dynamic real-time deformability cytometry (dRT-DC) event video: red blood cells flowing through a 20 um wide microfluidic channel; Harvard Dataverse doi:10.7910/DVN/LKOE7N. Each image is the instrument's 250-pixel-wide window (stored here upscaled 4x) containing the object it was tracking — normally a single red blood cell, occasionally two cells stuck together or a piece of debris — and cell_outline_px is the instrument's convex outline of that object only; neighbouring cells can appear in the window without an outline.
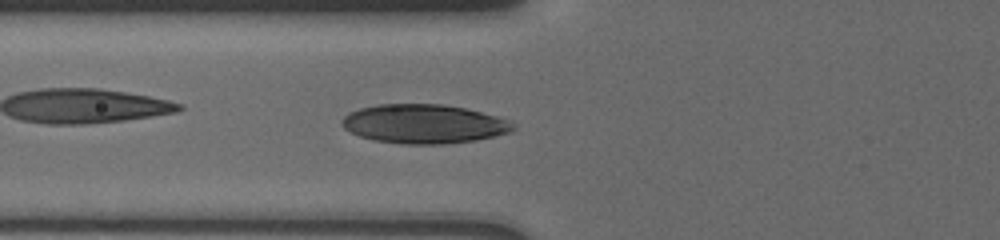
{"species": "human", "species_latin": "Homo sapiens", "temperature_condition": "cold", "stored_images_in_passage": 64, "camera_frame_rate_fps": 3000, "um_per_image_px": 0.085, "donor": {"sex": "male"}, "frame": {"image": 1, "passage_image": 32, "time_ms": 8.333, "image_size_px": [1000, 240], "cell_outline_px": [[516, 128], [512, 132], [476, 140], [444, 144], [400, 144], [376, 140], [360, 136], [344, 128], [340, 124], [344, 116], [348, 112], [360, 108], [380, 104], [440, 104], [464, 108], [496, 116], [508, 120]], "centroid_in_image_um": [36.02, 10.53], "position_along_channel_um": 89.8, "area_um2": 38.84}}
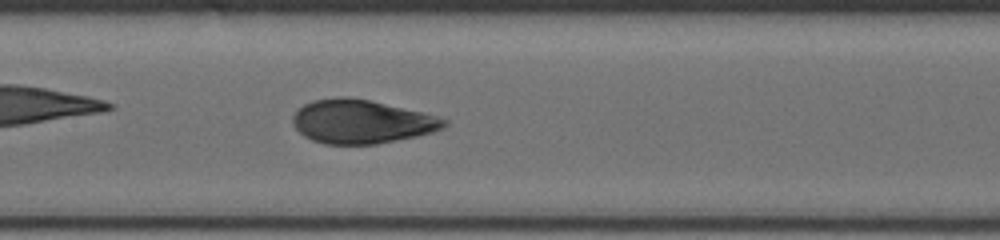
{"frame": {"image": 2, "passage_image": 42, "time_ms": 10.667, "image_size_px": [1000, 240], "cell_outline_px": [[448, 124], [432, 132], [416, 136], [376, 144], [324, 144], [312, 140], [304, 136], [292, 124], [292, 116], [304, 104], [312, 100], [340, 96], [348, 96], [368, 100], [420, 112], [448, 120]], "centroid_in_image_um": [30.67, 10.34], "position_along_channel_um": 176.7, "area_um2": 38.15}}
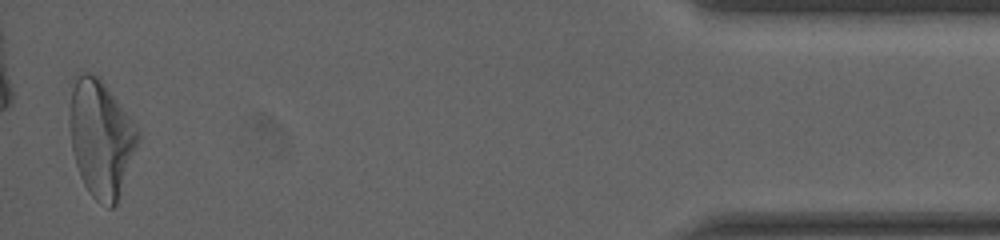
{"frame": {"image": 3, "passage_image": 64, "time_ms": 19.333, "image_size_px": [1000, 240], "cell_outline_px": [[140, 140], [116, 204], [112, 208], [108, 208], [100, 204], [88, 192], [80, 176], [72, 152], [68, 120], [72, 88], [76, 76], [80, 72], [88, 72], [100, 76], [140, 128]], "centroid_in_image_um": [8.59, 11.72], "position_along_channel_um": 426.6, "area_um2": 47.34}, "authors_computed_cell_mechanics": {"area_um2": 38.2058, "velocity_mm_per_s": 3.6997, "shape_relaxation_time_tau1_ms": 4.4351, "shape_relaxation_time_tau2_ms": 0.9595, "deformation_change_tau1": 0.1612, "deformation_change_tau2": 0.0591}}